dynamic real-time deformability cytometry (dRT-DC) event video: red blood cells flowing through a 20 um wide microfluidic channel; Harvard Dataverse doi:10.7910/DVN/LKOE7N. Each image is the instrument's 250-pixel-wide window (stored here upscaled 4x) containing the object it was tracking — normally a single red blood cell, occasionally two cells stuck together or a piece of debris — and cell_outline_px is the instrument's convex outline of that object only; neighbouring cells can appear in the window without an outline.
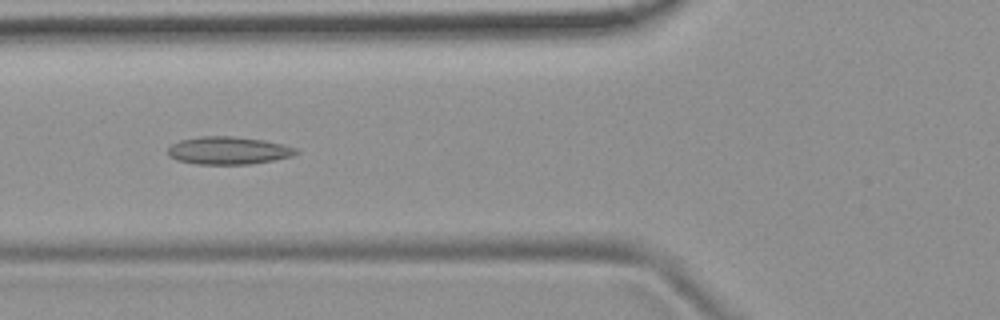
{"species": "common noctule bat (a hibernating species)", "species_latin": "Nyctalus noctula", "temperature_condition": "room temperature", "stored_images_in_passage": 53, "camera_frame_rate_fps": 3000, "um_per_image_px": 0.085, "animal": {"sex": "female", "body_mass_g": 19.9}, "frame": {"image": 1, "passage_image": 20, "time_ms": 6.333, "image_size_px": [1000, 320], "cell_outline_px": [[300, 152], [292, 156], [272, 160], [248, 164], [196, 164], [176, 160], [168, 156], [168, 148], [172, 144], [180, 140], [200, 136], [232, 136], [264, 140], [284, 144], [296, 148]], "centroid_in_image_um": [19.4, 12.79], "position_along_channel_um": 106.4, "area_um2": 20.75}}
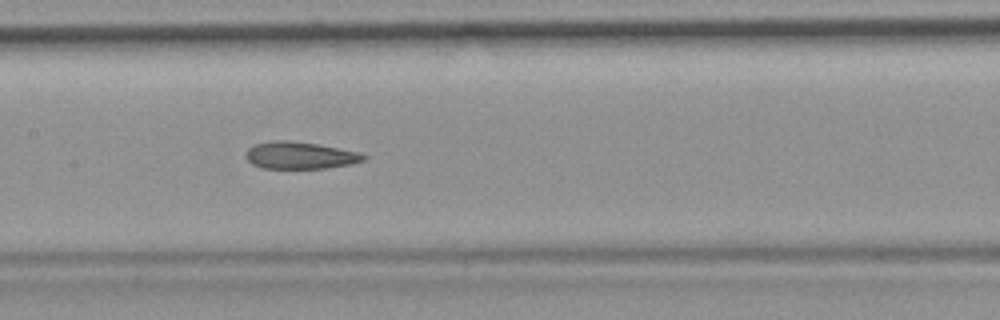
{"frame": {"image": 2, "passage_image": 26, "time_ms": 8.333, "image_size_px": [1000, 320], "cell_outline_px": [[368, 156], [364, 160], [352, 164], [324, 168], [260, 168], [252, 164], [244, 156], [244, 152], [248, 148], [256, 144], [272, 140], [288, 140], [316, 144], [360, 152]], "centroid_in_image_um": [25.47, 13.21], "position_along_channel_um": 181.9, "area_um2": 18.67}}
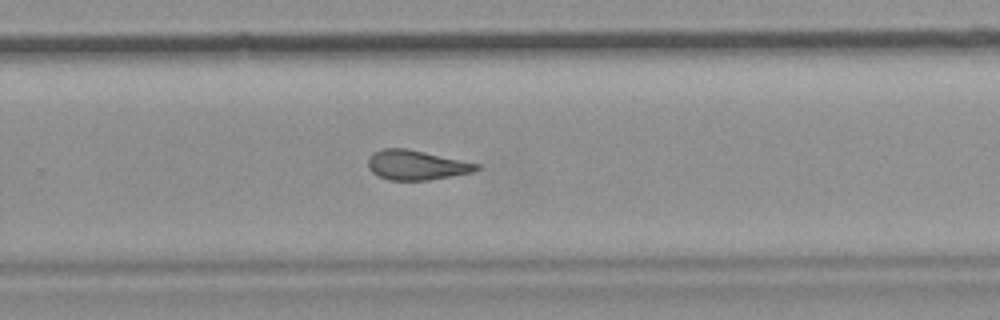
{"frame": {"image": 3, "passage_image": 35, "time_ms": 11.333, "image_size_px": [1000, 320], "cell_outline_px": [[480, 168], [472, 172], [452, 176], [428, 180], [388, 180], [372, 172], [368, 168], [368, 160], [372, 152], [384, 148], [408, 148], [480, 164]], "centroid_in_image_um": [35.38, 14.02], "position_along_channel_um": 294.4, "area_um2": 18.79}, "authors_computed_cell_mechanics": {"area_um2": 19.8832, "velocity_mm_per_s": 3.7767, "shape_relaxation_time_tau1_ms": null, "shape_relaxation_time_tau2_ms": 3.0503, "deformation_change_tau1": null, "deformation_change_tau2": 0.1073}}